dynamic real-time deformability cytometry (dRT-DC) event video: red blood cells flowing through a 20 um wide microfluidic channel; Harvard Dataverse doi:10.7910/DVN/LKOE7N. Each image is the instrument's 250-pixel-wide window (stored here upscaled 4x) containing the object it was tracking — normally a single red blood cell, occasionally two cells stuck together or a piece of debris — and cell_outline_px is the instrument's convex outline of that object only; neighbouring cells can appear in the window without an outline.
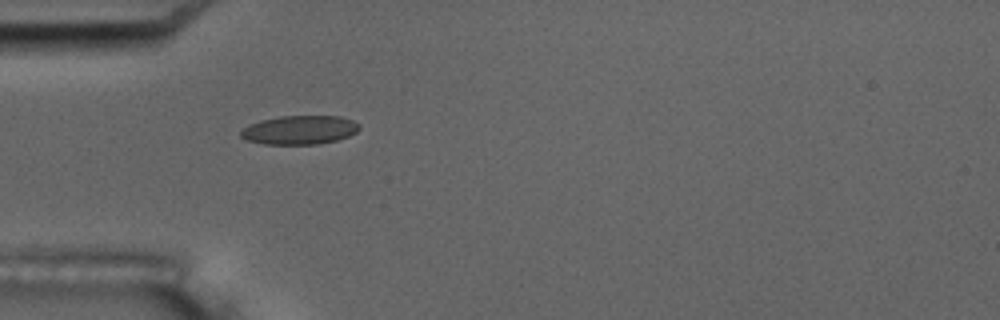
{"species": "common noctule bat (a hibernating species)", "species_latin": "Nyctalus noctula", "temperature_condition": "room temperature", "stored_images_in_passage": 6, "camera_frame_rate_fps": 3000, "um_per_image_px": 0.085, "animal": {"sex": "male", "body_mass_g": 17.5, "forearm_length_mm": 52.3}, "frame": {"image": 1, "passage_image": 5, "time_ms": 4.667, "image_size_px": [1000, 320], "cell_outline_px": [[360, 128], [356, 132], [348, 136], [336, 140], [316, 144], [264, 144], [248, 140], [240, 136], [240, 132], [248, 124], [260, 120], [280, 116], [340, 116], [352, 120], [360, 124]], "centroid_in_image_um": [25.46, 11.04], "position_along_channel_um": 59.5, "area_um2": 19.88}}